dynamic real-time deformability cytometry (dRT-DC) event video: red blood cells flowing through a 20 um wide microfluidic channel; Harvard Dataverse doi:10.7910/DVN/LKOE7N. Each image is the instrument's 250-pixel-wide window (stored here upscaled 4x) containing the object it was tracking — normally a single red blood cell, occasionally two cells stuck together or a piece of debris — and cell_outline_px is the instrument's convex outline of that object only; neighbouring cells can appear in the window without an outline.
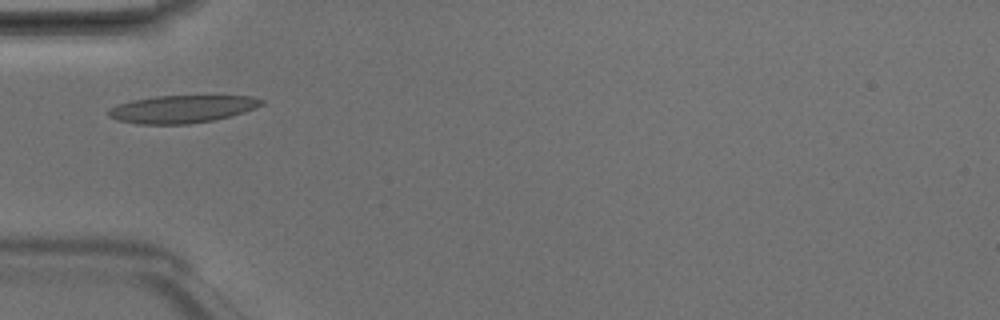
{"species": "Egyptian fruit bat (a non-hibernating species)", "species_latin": "Rousettus aegyptiacus", "temperature_condition": "room temperature", "stored_images_in_passage": 4, "camera_frame_rate_fps": 3000, "um_per_image_px": 0.085, "animal": {"sex": "male"}, "frame": {"image": 1, "passage_image": 3, "time_ms": 0.667, "image_size_px": [1000, 320], "cell_outline_px": [[264, 104], [244, 112], [232, 116], [212, 120], [188, 124], [136, 124], [116, 120], [108, 116], [108, 112], [116, 104], [132, 100], [156, 96], [252, 96], [264, 100]], "centroid_in_image_um": [15.46, 9.27], "position_along_channel_um": 69.5, "area_um2": 24.62}}